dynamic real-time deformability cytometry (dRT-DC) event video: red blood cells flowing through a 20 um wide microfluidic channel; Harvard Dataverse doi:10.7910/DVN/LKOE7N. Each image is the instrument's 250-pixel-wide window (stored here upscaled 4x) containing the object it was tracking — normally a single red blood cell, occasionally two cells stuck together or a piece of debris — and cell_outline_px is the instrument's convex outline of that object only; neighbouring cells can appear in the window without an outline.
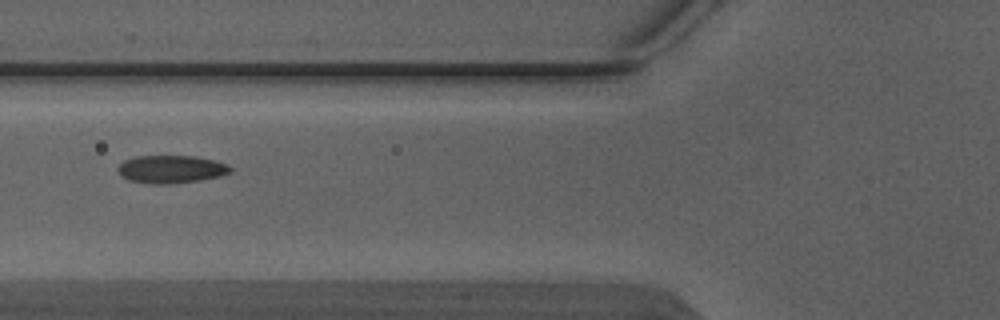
{"species": "Egyptian fruit bat (a non-hibernating species)", "species_latin": "Rousettus aegyptiacus", "temperature_condition": "warm", "stored_images_in_passage": 6, "camera_frame_rate_fps": 3000, "um_per_image_px": 0.085, "animal": {"sex": "male"}, "frame": {"image": 1, "passage_image": 6, "time_ms": 1.667, "image_size_px": [1000, 320], "cell_outline_px": [[232, 172], [220, 176], [200, 180], [168, 184], [148, 184], [128, 180], [120, 176], [116, 168], [124, 160], [136, 156], [196, 156], [228, 164], [232, 168]], "centroid_in_image_um": [14.52, 14.39], "position_along_channel_um": 111.3, "area_um2": 18.44}}